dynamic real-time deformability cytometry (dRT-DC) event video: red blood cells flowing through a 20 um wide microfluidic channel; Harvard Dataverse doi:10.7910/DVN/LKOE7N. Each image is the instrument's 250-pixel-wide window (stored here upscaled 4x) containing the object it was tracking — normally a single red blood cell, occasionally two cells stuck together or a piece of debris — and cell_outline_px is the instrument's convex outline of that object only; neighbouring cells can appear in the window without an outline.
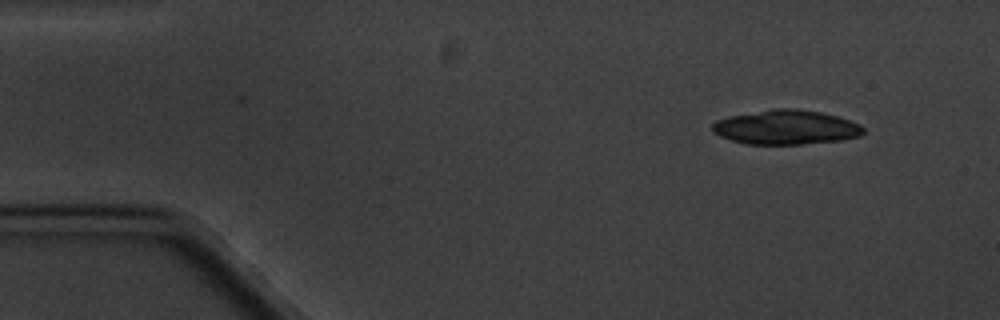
{"species": "common noctule bat (a hibernating species)", "species_latin": "Nyctalus noctula", "temperature_condition": "cold", "stored_images_in_passage": 16, "camera_frame_rate_fps": 3000, "um_per_image_px": 0.085, "animal": {"sex": "male", "body_mass_g": 20.1, "forearm_length_mm": 53.5}, "frame": {"image": 1, "passage_image": 1, "time_ms": 0.0, "image_size_px": [1000, 320], "cell_outline_px": [[864, 132], [860, 136], [840, 140], [800, 144], [744, 144], [720, 136], [712, 132], [712, 124], [716, 120], [728, 116], [776, 108], [796, 108], [820, 112], [836, 116], [860, 124], [864, 128]], "centroid_in_image_um": [66.78, 10.82], "position_along_channel_um": 18.2, "area_um2": 30.23}}
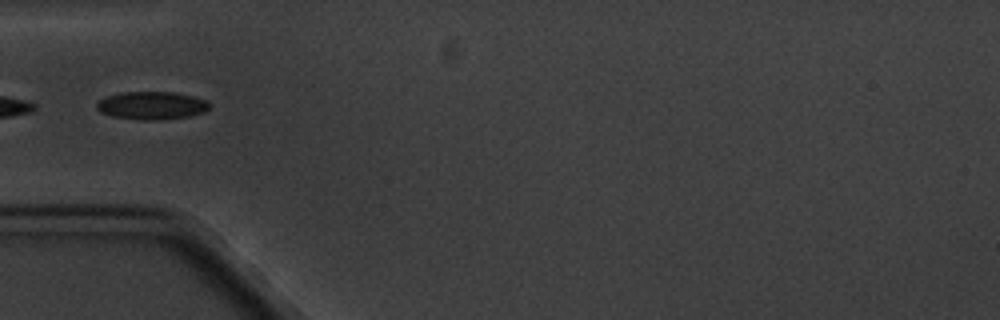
{"frame": {"image": 2, "passage_image": 5, "time_ms": 4.333, "image_size_px": [1000, 320], "cell_outline_px": [[208, 108], [204, 112], [188, 116], [156, 120], [148, 120], [112, 116], [100, 112], [96, 108], [96, 104], [100, 100], [108, 96], [120, 92], [172, 92], [192, 96], [204, 100], [208, 104]], "centroid_in_image_um": [12.85, 8.96], "position_along_channel_um": 72.1, "area_um2": 17.98}}
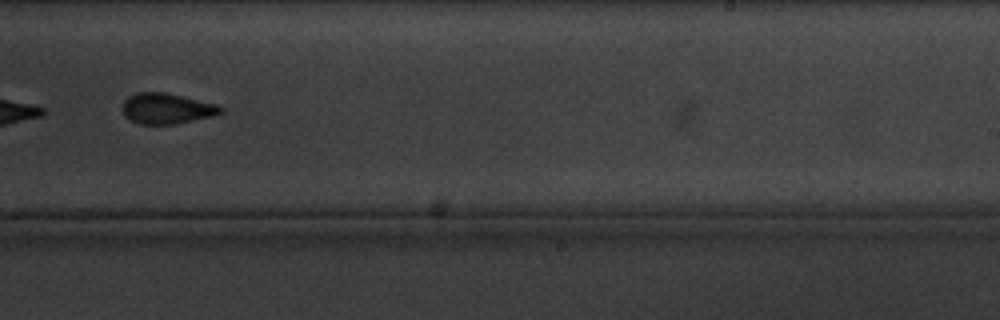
{"frame": {"image": 3, "passage_image": 10, "time_ms": 10.333, "image_size_px": [1000, 320], "cell_outline_px": [[224, 112], [220, 116], [172, 124], [140, 124], [124, 116], [120, 108], [124, 100], [128, 96], [136, 92], [164, 92], [216, 104], [224, 108]], "centroid_in_image_um": [14.19, 9.23], "position_along_channel_um": 274.8, "area_um2": 17.86}, "authors_computed_cell_mechanics": {"area_um2": 17.918, "velocity_mm_per_s": 3.4048, "shape_relaxation_time_tau1_ms": 2.4964, "shape_relaxation_time_tau2_ms": 2.9509, "deformation_change_tau1": 0.0565, "deformation_change_tau2": 0.0968}}